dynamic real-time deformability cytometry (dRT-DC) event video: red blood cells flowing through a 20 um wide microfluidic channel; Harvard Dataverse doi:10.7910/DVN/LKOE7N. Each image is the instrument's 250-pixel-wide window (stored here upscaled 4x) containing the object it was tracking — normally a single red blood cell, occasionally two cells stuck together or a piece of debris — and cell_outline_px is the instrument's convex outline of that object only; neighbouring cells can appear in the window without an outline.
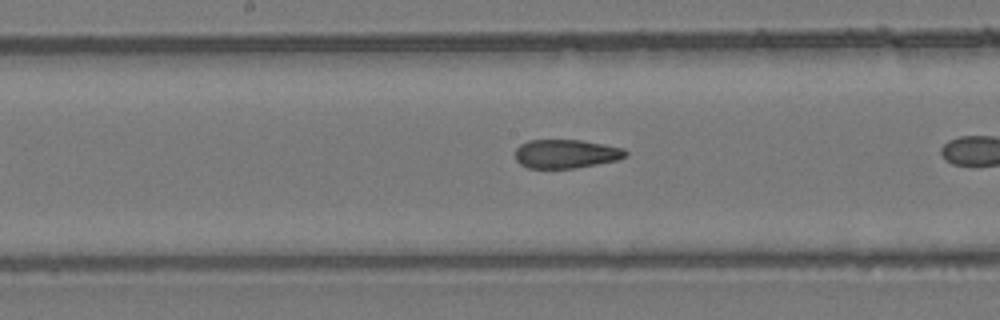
{"species": "common noctule bat (a hibernating species)", "species_latin": "Nyctalus noctula", "temperature_condition": "room temperature", "stored_images_in_passage": 16, "camera_frame_rate_fps": 3000, "um_per_image_px": 0.085, "animal": {"sex": "female", "body_mass_g": 24.6, "forearm_length_mm": 56.2}, "frame": {"image": 1, "passage_image": 12, "time_ms": 3.667, "image_size_px": [1000, 320], "cell_outline_px": [[628, 156], [616, 160], [576, 168], [528, 168], [520, 164], [516, 160], [516, 148], [520, 144], [528, 140], [580, 140], [604, 144], [624, 148], [628, 152]], "centroid_in_image_um": [48.11, 13.07], "position_along_channel_um": 200.1, "area_um2": 18.55}}